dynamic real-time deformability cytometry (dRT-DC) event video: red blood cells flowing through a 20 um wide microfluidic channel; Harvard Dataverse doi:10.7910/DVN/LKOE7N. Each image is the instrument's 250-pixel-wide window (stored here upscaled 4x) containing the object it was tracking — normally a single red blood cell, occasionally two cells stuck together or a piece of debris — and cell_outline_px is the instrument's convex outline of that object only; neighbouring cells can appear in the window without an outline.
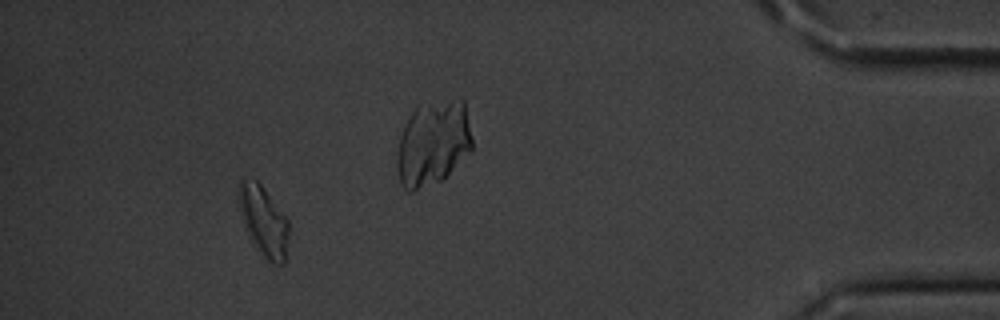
{"species": "common noctule bat (a hibernating species)", "species_latin": "Nyctalus noctula", "temperature_condition": "cold", "stored_images_in_passage": 16, "camera_frame_rate_fps": 3000, "um_per_image_px": 0.085, "animal": {"sex": "male", "body_mass_g": 20.1, "forearm_length_mm": 53.5}, "frame": {"image": 1, "passage_image": 14, "time_ms": 4.333, "image_size_px": [1000, 320], "cell_outline_px": [[288, 236], [284, 264], [272, 264], [264, 260], [244, 224], [236, 192], [240, 180], [256, 180], [260, 184], [288, 220]], "centroid_in_image_um": [22.4, 18.8], "position_along_channel_um": 412.8, "area_um2": 19.94}}